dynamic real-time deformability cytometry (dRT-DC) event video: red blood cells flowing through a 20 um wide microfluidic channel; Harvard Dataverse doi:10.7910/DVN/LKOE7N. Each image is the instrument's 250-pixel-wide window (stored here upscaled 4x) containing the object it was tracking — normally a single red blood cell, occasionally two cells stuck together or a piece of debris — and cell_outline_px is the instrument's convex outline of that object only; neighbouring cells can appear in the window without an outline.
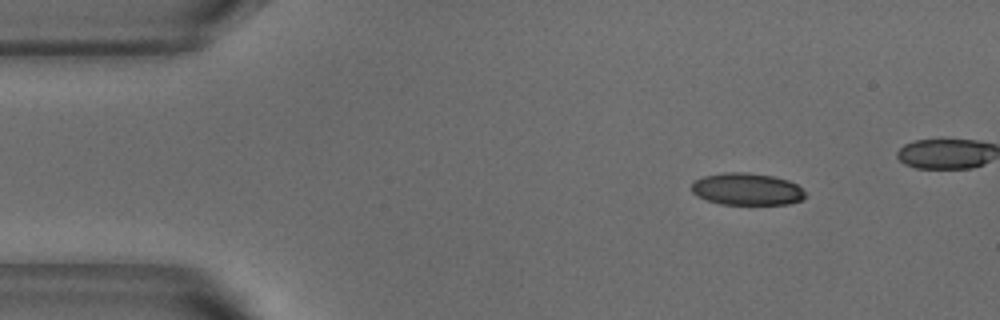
{"species": "common noctule bat (a hibernating species)", "species_latin": "Nyctalus noctula", "temperature_condition": "warm", "stored_images_in_passage": 40, "camera_frame_rate_fps": 3000, "um_per_image_px": 0.085, "animal": {"sex": "male", "body_mass_g": 18.8}, "frame": {"image": 1, "passage_image": 1, "time_ms": 0.0, "image_size_px": [1000, 320], "cell_outline_px": [[804, 196], [800, 200], [788, 204], [720, 204], [696, 196], [692, 192], [692, 180], [704, 176], [724, 172], [748, 172], [772, 176], [788, 180], [796, 184], [804, 192]], "centroid_in_image_um": [63.43, 16.07], "position_along_channel_um": 21.6, "area_um2": 21.21}}
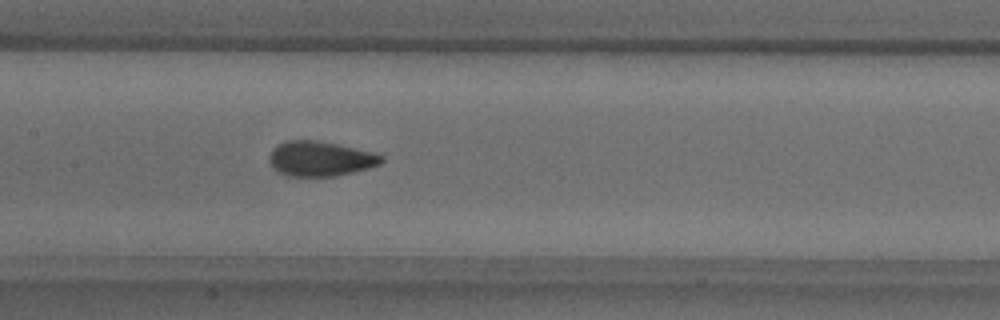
{"frame": {"image": 2, "passage_image": 19, "time_ms": 6.0, "image_size_px": [1000, 320], "cell_outline_px": [[384, 160], [380, 164], [368, 168], [336, 176], [288, 176], [276, 172], [272, 168], [268, 160], [268, 156], [272, 148], [288, 140], [316, 140], [340, 144], [372, 152], [384, 156]], "centroid_in_image_um": [27.19, 13.49], "position_along_channel_um": 180.2, "area_um2": 23.06}}
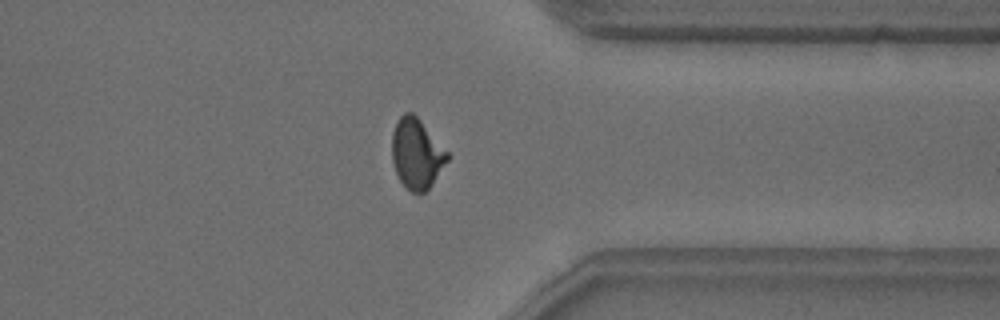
{"frame": {"image": 3, "passage_image": 35, "time_ms": 11.333, "image_size_px": [1000, 320], "cell_outline_px": [[448, 160], [432, 184], [424, 192], [412, 192], [400, 180], [396, 172], [392, 160], [392, 132], [396, 120], [404, 112], [412, 112], [420, 120], [448, 152]], "centroid_in_image_um": [35.39, 13.03], "position_along_channel_um": 376.0, "area_um2": 22.37}}